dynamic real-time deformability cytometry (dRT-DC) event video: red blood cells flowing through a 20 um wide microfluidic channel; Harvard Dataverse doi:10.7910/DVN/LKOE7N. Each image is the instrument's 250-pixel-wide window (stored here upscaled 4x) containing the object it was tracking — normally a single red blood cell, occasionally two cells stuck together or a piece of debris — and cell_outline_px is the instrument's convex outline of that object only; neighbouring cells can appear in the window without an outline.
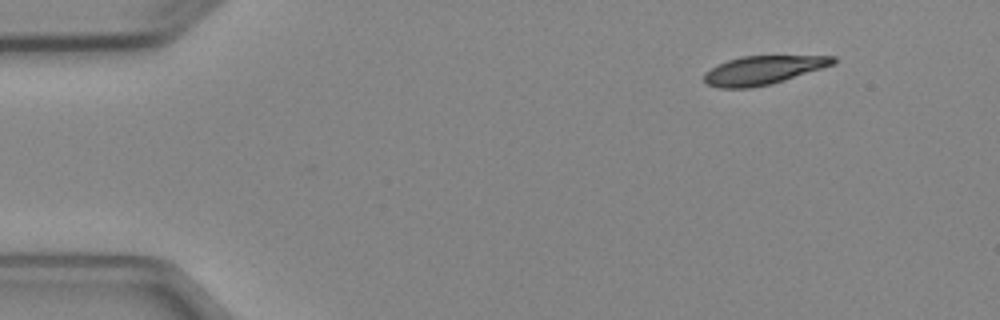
{"species": "Egyptian fruit bat (a non-hibernating species)", "species_latin": "Rousettus aegyptiacus", "temperature_condition": "cold", "stored_images_in_passage": 3, "camera_frame_rate_fps": 3000, "um_per_image_px": 0.085, "animal": {"sex": "female"}, "frame": {"image": 1, "passage_image": 1, "time_ms": 0.0, "image_size_px": [1000, 320], "cell_outline_px": [[836, 60], [832, 64], [772, 84], [752, 88], [720, 88], [708, 84], [704, 80], [704, 72], [728, 60], [740, 56], [836, 56]], "centroid_in_image_um": [64.81, 5.97], "position_along_channel_um": 20.2, "area_um2": 21.15}}